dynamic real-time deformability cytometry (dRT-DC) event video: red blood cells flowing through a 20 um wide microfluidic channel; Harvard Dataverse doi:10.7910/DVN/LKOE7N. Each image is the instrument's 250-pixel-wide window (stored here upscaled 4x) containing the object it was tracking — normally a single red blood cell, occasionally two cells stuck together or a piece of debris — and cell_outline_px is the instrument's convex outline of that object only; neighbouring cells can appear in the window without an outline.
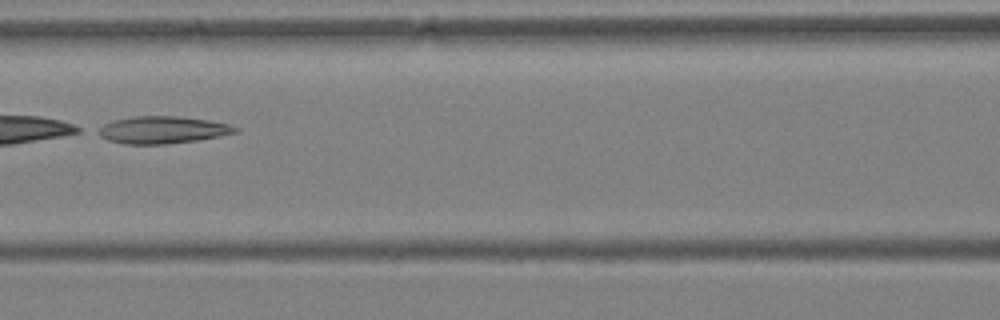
{"species": "Egyptian fruit bat (a non-hibernating species)", "species_latin": "Rousettus aegyptiacus", "temperature_condition": "warm", "stored_images_in_passage": 5, "camera_frame_rate_fps": 3000, "um_per_image_px": 0.085, "animal": {"sex": "female"}, "frame": {"image": 1, "passage_image": 4, "time_ms": 1.0, "image_size_px": [1000, 320], "cell_outline_px": [[240, 128], [236, 132], [220, 136], [196, 140], [164, 144], [124, 144], [108, 140], [92, 132], [96, 128], [112, 120], [132, 116], [176, 116], [208, 120], [228, 124]], "centroid_in_image_um": [13.72, 11.04], "position_along_channel_um": 152.9, "area_um2": 21.91}}
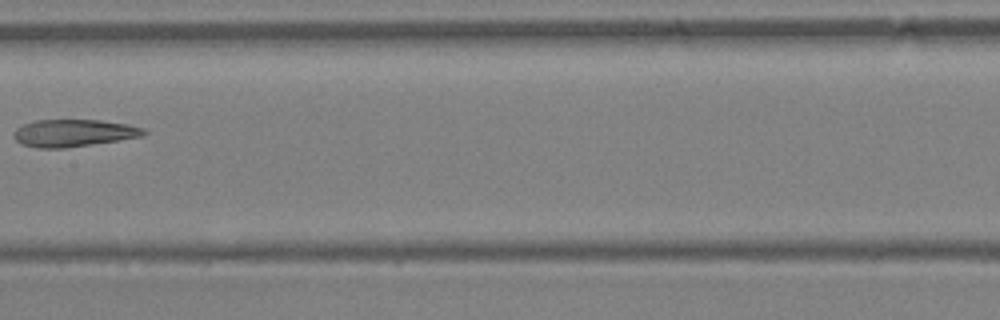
{"frame": {"image": 2, "passage_image": 5, "time_ms": 1.333, "image_size_px": [1000, 320], "cell_outline_px": [[148, 132], [144, 136], [64, 148], [40, 148], [20, 144], [16, 140], [16, 128], [24, 124], [36, 120], [100, 120], [124, 124], [144, 128]], "centroid_in_image_um": [6.27, 11.3], "position_along_channel_um": 201.1, "area_um2": 20.35}}